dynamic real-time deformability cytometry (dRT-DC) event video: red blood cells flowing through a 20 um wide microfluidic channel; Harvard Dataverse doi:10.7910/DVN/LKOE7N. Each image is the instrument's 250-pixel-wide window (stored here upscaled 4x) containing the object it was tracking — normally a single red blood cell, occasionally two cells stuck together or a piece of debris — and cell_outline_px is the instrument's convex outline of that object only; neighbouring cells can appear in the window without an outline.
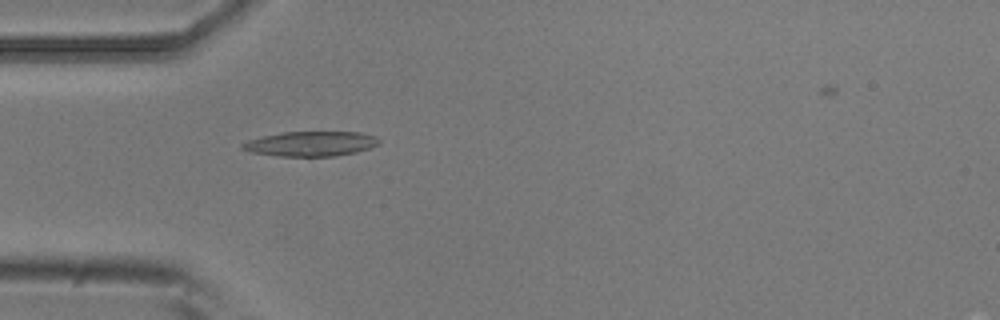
{"species": "common noctule bat (a hibernating species)", "species_latin": "Nyctalus noctula", "temperature_condition": "room temperature", "stored_images_in_passage": 4, "camera_frame_rate_fps": 3000, "um_per_image_px": 0.085, "animal": {"sex": "male", "body_mass_g": 20.5, "forearm_length_mm": 52.5}, "frame": {"image": 1, "passage_image": 4, "time_ms": 1.0, "image_size_px": [1000, 320], "cell_outline_px": [[380, 144], [356, 152], [332, 156], [280, 156], [252, 152], [240, 148], [240, 144], [248, 140], [280, 132], [360, 132], [376, 136], [380, 140]], "centroid_in_image_um": [26.42, 12.21], "position_along_channel_um": 58.6, "area_um2": 19.71}}